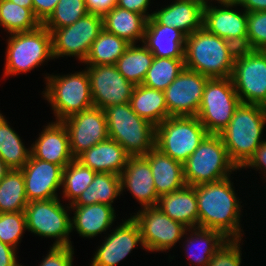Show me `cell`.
I'll return each instance as SVG.
<instances>
[{"label":"cell","mask_w":266,"mask_h":266,"mask_svg":"<svg viewBox=\"0 0 266 266\" xmlns=\"http://www.w3.org/2000/svg\"><path fill=\"white\" fill-rule=\"evenodd\" d=\"M230 177L195 186L199 227L220 231L227 239H242L241 202Z\"/></svg>","instance_id":"obj_1"},{"label":"cell","mask_w":266,"mask_h":266,"mask_svg":"<svg viewBox=\"0 0 266 266\" xmlns=\"http://www.w3.org/2000/svg\"><path fill=\"white\" fill-rule=\"evenodd\" d=\"M238 50L232 43L202 27L186 36L185 68L209 79L231 77Z\"/></svg>","instance_id":"obj_2"},{"label":"cell","mask_w":266,"mask_h":266,"mask_svg":"<svg viewBox=\"0 0 266 266\" xmlns=\"http://www.w3.org/2000/svg\"><path fill=\"white\" fill-rule=\"evenodd\" d=\"M265 123V106L240 103L229 124L219 133L230 160L238 170L264 141L261 137Z\"/></svg>","instance_id":"obj_3"},{"label":"cell","mask_w":266,"mask_h":266,"mask_svg":"<svg viewBox=\"0 0 266 266\" xmlns=\"http://www.w3.org/2000/svg\"><path fill=\"white\" fill-rule=\"evenodd\" d=\"M109 138L118 142L130 156L145 155L155 147L156 127L138 116L130 103L104 109Z\"/></svg>","instance_id":"obj_4"},{"label":"cell","mask_w":266,"mask_h":266,"mask_svg":"<svg viewBox=\"0 0 266 266\" xmlns=\"http://www.w3.org/2000/svg\"><path fill=\"white\" fill-rule=\"evenodd\" d=\"M186 185L197 186L230 177L237 166L230 160L219 134H208L183 163Z\"/></svg>","instance_id":"obj_5"},{"label":"cell","mask_w":266,"mask_h":266,"mask_svg":"<svg viewBox=\"0 0 266 266\" xmlns=\"http://www.w3.org/2000/svg\"><path fill=\"white\" fill-rule=\"evenodd\" d=\"M45 99L51 104L56 121L94 107L87 70L70 75L46 76Z\"/></svg>","instance_id":"obj_6"},{"label":"cell","mask_w":266,"mask_h":266,"mask_svg":"<svg viewBox=\"0 0 266 266\" xmlns=\"http://www.w3.org/2000/svg\"><path fill=\"white\" fill-rule=\"evenodd\" d=\"M10 35L6 49V77L27 73L45 60L54 59L51 33L43 24L34 30Z\"/></svg>","instance_id":"obj_7"},{"label":"cell","mask_w":266,"mask_h":266,"mask_svg":"<svg viewBox=\"0 0 266 266\" xmlns=\"http://www.w3.org/2000/svg\"><path fill=\"white\" fill-rule=\"evenodd\" d=\"M208 134L197 116L169 117L156 126L155 147L183 164Z\"/></svg>","instance_id":"obj_8"},{"label":"cell","mask_w":266,"mask_h":266,"mask_svg":"<svg viewBox=\"0 0 266 266\" xmlns=\"http://www.w3.org/2000/svg\"><path fill=\"white\" fill-rule=\"evenodd\" d=\"M240 103L230 77L211 78L205 84L197 117L209 134H219Z\"/></svg>","instance_id":"obj_9"},{"label":"cell","mask_w":266,"mask_h":266,"mask_svg":"<svg viewBox=\"0 0 266 266\" xmlns=\"http://www.w3.org/2000/svg\"><path fill=\"white\" fill-rule=\"evenodd\" d=\"M230 78L241 103L266 107L265 50H238Z\"/></svg>","instance_id":"obj_10"},{"label":"cell","mask_w":266,"mask_h":266,"mask_svg":"<svg viewBox=\"0 0 266 266\" xmlns=\"http://www.w3.org/2000/svg\"><path fill=\"white\" fill-rule=\"evenodd\" d=\"M66 208L60 203V198L28 202L24 210L27 230L55 238L52 246H72L68 237L72 232L71 218L67 213L70 206Z\"/></svg>","instance_id":"obj_11"},{"label":"cell","mask_w":266,"mask_h":266,"mask_svg":"<svg viewBox=\"0 0 266 266\" xmlns=\"http://www.w3.org/2000/svg\"><path fill=\"white\" fill-rule=\"evenodd\" d=\"M103 29V16L89 12L72 25L48 30L52 37L53 57L75 56L83 63Z\"/></svg>","instance_id":"obj_12"},{"label":"cell","mask_w":266,"mask_h":266,"mask_svg":"<svg viewBox=\"0 0 266 266\" xmlns=\"http://www.w3.org/2000/svg\"><path fill=\"white\" fill-rule=\"evenodd\" d=\"M132 218L138 223L143 246L148 251H166L188 234L187 227L172 220L158 207H143Z\"/></svg>","instance_id":"obj_13"},{"label":"cell","mask_w":266,"mask_h":266,"mask_svg":"<svg viewBox=\"0 0 266 266\" xmlns=\"http://www.w3.org/2000/svg\"><path fill=\"white\" fill-rule=\"evenodd\" d=\"M86 68L94 107L104 110L129 103L135 85L118 71L116 65H89Z\"/></svg>","instance_id":"obj_14"},{"label":"cell","mask_w":266,"mask_h":266,"mask_svg":"<svg viewBox=\"0 0 266 266\" xmlns=\"http://www.w3.org/2000/svg\"><path fill=\"white\" fill-rule=\"evenodd\" d=\"M208 77L184 68L164 90L169 117L197 116Z\"/></svg>","instance_id":"obj_15"},{"label":"cell","mask_w":266,"mask_h":266,"mask_svg":"<svg viewBox=\"0 0 266 266\" xmlns=\"http://www.w3.org/2000/svg\"><path fill=\"white\" fill-rule=\"evenodd\" d=\"M62 122L67 128L70 151L75 159L90 147L109 138L106 115L100 108H89Z\"/></svg>","instance_id":"obj_16"},{"label":"cell","mask_w":266,"mask_h":266,"mask_svg":"<svg viewBox=\"0 0 266 266\" xmlns=\"http://www.w3.org/2000/svg\"><path fill=\"white\" fill-rule=\"evenodd\" d=\"M204 6L203 28L208 32L232 43L236 48L247 49V18L248 13L235 11L233 6L238 3H222L221 7ZM232 7V8H231Z\"/></svg>","instance_id":"obj_17"},{"label":"cell","mask_w":266,"mask_h":266,"mask_svg":"<svg viewBox=\"0 0 266 266\" xmlns=\"http://www.w3.org/2000/svg\"><path fill=\"white\" fill-rule=\"evenodd\" d=\"M28 202L58 198L57 190L62 184L63 167L34 158L21 169Z\"/></svg>","instance_id":"obj_18"},{"label":"cell","mask_w":266,"mask_h":266,"mask_svg":"<svg viewBox=\"0 0 266 266\" xmlns=\"http://www.w3.org/2000/svg\"><path fill=\"white\" fill-rule=\"evenodd\" d=\"M103 241L95 252L90 266H116L139 243L144 249L139 225L132 216L119 225L108 237L106 236Z\"/></svg>","instance_id":"obj_19"},{"label":"cell","mask_w":266,"mask_h":266,"mask_svg":"<svg viewBox=\"0 0 266 266\" xmlns=\"http://www.w3.org/2000/svg\"><path fill=\"white\" fill-rule=\"evenodd\" d=\"M120 178L121 191L127 188L141 203V207L157 205L159 196L156 193L149 161L144 155L130 156Z\"/></svg>","instance_id":"obj_20"},{"label":"cell","mask_w":266,"mask_h":266,"mask_svg":"<svg viewBox=\"0 0 266 266\" xmlns=\"http://www.w3.org/2000/svg\"><path fill=\"white\" fill-rule=\"evenodd\" d=\"M30 149L32 157L63 168L75 159L70 151L67 128L62 121L49 123Z\"/></svg>","instance_id":"obj_21"},{"label":"cell","mask_w":266,"mask_h":266,"mask_svg":"<svg viewBox=\"0 0 266 266\" xmlns=\"http://www.w3.org/2000/svg\"><path fill=\"white\" fill-rule=\"evenodd\" d=\"M186 35L173 27L159 24L152 16L147 19L144 44L155 57L184 59Z\"/></svg>","instance_id":"obj_22"},{"label":"cell","mask_w":266,"mask_h":266,"mask_svg":"<svg viewBox=\"0 0 266 266\" xmlns=\"http://www.w3.org/2000/svg\"><path fill=\"white\" fill-rule=\"evenodd\" d=\"M203 10L198 0H175L153 12L152 17L159 24L176 28L188 36L203 27Z\"/></svg>","instance_id":"obj_23"},{"label":"cell","mask_w":266,"mask_h":266,"mask_svg":"<svg viewBox=\"0 0 266 266\" xmlns=\"http://www.w3.org/2000/svg\"><path fill=\"white\" fill-rule=\"evenodd\" d=\"M130 155L111 138L97 143L76 159L95 172L119 175L125 168Z\"/></svg>","instance_id":"obj_24"},{"label":"cell","mask_w":266,"mask_h":266,"mask_svg":"<svg viewBox=\"0 0 266 266\" xmlns=\"http://www.w3.org/2000/svg\"><path fill=\"white\" fill-rule=\"evenodd\" d=\"M150 164L156 193L160 197L186 186L183 164L154 147L144 155Z\"/></svg>","instance_id":"obj_25"},{"label":"cell","mask_w":266,"mask_h":266,"mask_svg":"<svg viewBox=\"0 0 266 266\" xmlns=\"http://www.w3.org/2000/svg\"><path fill=\"white\" fill-rule=\"evenodd\" d=\"M156 207L187 228L199 227L195 186L186 185L180 190L160 196Z\"/></svg>","instance_id":"obj_26"},{"label":"cell","mask_w":266,"mask_h":266,"mask_svg":"<svg viewBox=\"0 0 266 266\" xmlns=\"http://www.w3.org/2000/svg\"><path fill=\"white\" fill-rule=\"evenodd\" d=\"M70 208L75 212L71 218V230L76 229L82 237L92 238L105 233L116 219L114 207L103 203Z\"/></svg>","instance_id":"obj_27"},{"label":"cell","mask_w":266,"mask_h":266,"mask_svg":"<svg viewBox=\"0 0 266 266\" xmlns=\"http://www.w3.org/2000/svg\"><path fill=\"white\" fill-rule=\"evenodd\" d=\"M147 18L136 12L115 6L103 15V27L129 44L143 41Z\"/></svg>","instance_id":"obj_28"},{"label":"cell","mask_w":266,"mask_h":266,"mask_svg":"<svg viewBox=\"0 0 266 266\" xmlns=\"http://www.w3.org/2000/svg\"><path fill=\"white\" fill-rule=\"evenodd\" d=\"M132 110L155 127L169 118L164 91L135 85L129 101Z\"/></svg>","instance_id":"obj_29"},{"label":"cell","mask_w":266,"mask_h":266,"mask_svg":"<svg viewBox=\"0 0 266 266\" xmlns=\"http://www.w3.org/2000/svg\"><path fill=\"white\" fill-rule=\"evenodd\" d=\"M121 178L114 173L97 172L92 183L70 206H84L103 203L112 206L115 198L120 196Z\"/></svg>","instance_id":"obj_30"},{"label":"cell","mask_w":266,"mask_h":266,"mask_svg":"<svg viewBox=\"0 0 266 266\" xmlns=\"http://www.w3.org/2000/svg\"><path fill=\"white\" fill-rule=\"evenodd\" d=\"M187 231H192V234H190V237H188L186 241V251L188 252V257H190L188 260L195 262V265L197 264L198 266H207L214 253L227 240V238L217 230L194 227L187 228Z\"/></svg>","instance_id":"obj_31"},{"label":"cell","mask_w":266,"mask_h":266,"mask_svg":"<svg viewBox=\"0 0 266 266\" xmlns=\"http://www.w3.org/2000/svg\"><path fill=\"white\" fill-rule=\"evenodd\" d=\"M153 60L154 55L144 44H130L115 65L128 81L141 85Z\"/></svg>","instance_id":"obj_32"},{"label":"cell","mask_w":266,"mask_h":266,"mask_svg":"<svg viewBox=\"0 0 266 266\" xmlns=\"http://www.w3.org/2000/svg\"><path fill=\"white\" fill-rule=\"evenodd\" d=\"M4 117L0 113V157L10 170H21L29 160L31 149H26Z\"/></svg>","instance_id":"obj_33"},{"label":"cell","mask_w":266,"mask_h":266,"mask_svg":"<svg viewBox=\"0 0 266 266\" xmlns=\"http://www.w3.org/2000/svg\"><path fill=\"white\" fill-rule=\"evenodd\" d=\"M129 45L124 39L103 29L92 43L83 63L87 66L115 65Z\"/></svg>","instance_id":"obj_34"},{"label":"cell","mask_w":266,"mask_h":266,"mask_svg":"<svg viewBox=\"0 0 266 266\" xmlns=\"http://www.w3.org/2000/svg\"><path fill=\"white\" fill-rule=\"evenodd\" d=\"M28 204L21 170H9L0 181V213L24 211Z\"/></svg>","instance_id":"obj_35"},{"label":"cell","mask_w":266,"mask_h":266,"mask_svg":"<svg viewBox=\"0 0 266 266\" xmlns=\"http://www.w3.org/2000/svg\"><path fill=\"white\" fill-rule=\"evenodd\" d=\"M184 59L155 57L142 85L164 91L184 70Z\"/></svg>","instance_id":"obj_36"},{"label":"cell","mask_w":266,"mask_h":266,"mask_svg":"<svg viewBox=\"0 0 266 266\" xmlns=\"http://www.w3.org/2000/svg\"><path fill=\"white\" fill-rule=\"evenodd\" d=\"M41 25L29 8L17 5L9 0H0V27L8 33L25 32Z\"/></svg>","instance_id":"obj_37"},{"label":"cell","mask_w":266,"mask_h":266,"mask_svg":"<svg viewBox=\"0 0 266 266\" xmlns=\"http://www.w3.org/2000/svg\"><path fill=\"white\" fill-rule=\"evenodd\" d=\"M97 172L83 165L77 159L71 161L62 173L63 195L73 204L92 183Z\"/></svg>","instance_id":"obj_38"},{"label":"cell","mask_w":266,"mask_h":266,"mask_svg":"<svg viewBox=\"0 0 266 266\" xmlns=\"http://www.w3.org/2000/svg\"><path fill=\"white\" fill-rule=\"evenodd\" d=\"M87 13L85 0H59L54 11L42 23L48 30L74 24Z\"/></svg>","instance_id":"obj_39"},{"label":"cell","mask_w":266,"mask_h":266,"mask_svg":"<svg viewBox=\"0 0 266 266\" xmlns=\"http://www.w3.org/2000/svg\"><path fill=\"white\" fill-rule=\"evenodd\" d=\"M27 230L24 211L0 213V241L15 249Z\"/></svg>","instance_id":"obj_40"},{"label":"cell","mask_w":266,"mask_h":266,"mask_svg":"<svg viewBox=\"0 0 266 266\" xmlns=\"http://www.w3.org/2000/svg\"><path fill=\"white\" fill-rule=\"evenodd\" d=\"M247 49L266 50V11L248 12Z\"/></svg>","instance_id":"obj_41"},{"label":"cell","mask_w":266,"mask_h":266,"mask_svg":"<svg viewBox=\"0 0 266 266\" xmlns=\"http://www.w3.org/2000/svg\"><path fill=\"white\" fill-rule=\"evenodd\" d=\"M241 239H227L214 253L207 266H241Z\"/></svg>","instance_id":"obj_42"},{"label":"cell","mask_w":266,"mask_h":266,"mask_svg":"<svg viewBox=\"0 0 266 266\" xmlns=\"http://www.w3.org/2000/svg\"><path fill=\"white\" fill-rule=\"evenodd\" d=\"M72 246H52L40 266H73Z\"/></svg>","instance_id":"obj_43"},{"label":"cell","mask_w":266,"mask_h":266,"mask_svg":"<svg viewBox=\"0 0 266 266\" xmlns=\"http://www.w3.org/2000/svg\"><path fill=\"white\" fill-rule=\"evenodd\" d=\"M33 14L42 24L54 11L59 0H32Z\"/></svg>","instance_id":"obj_44"},{"label":"cell","mask_w":266,"mask_h":266,"mask_svg":"<svg viewBox=\"0 0 266 266\" xmlns=\"http://www.w3.org/2000/svg\"><path fill=\"white\" fill-rule=\"evenodd\" d=\"M247 167H252V169H259L261 171L263 170L264 174H266V140H264L259 145V147L255 150L254 154L241 168Z\"/></svg>","instance_id":"obj_45"},{"label":"cell","mask_w":266,"mask_h":266,"mask_svg":"<svg viewBox=\"0 0 266 266\" xmlns=\"http://www.w3.org/2000/svg\"><path fill=\"white\" fill-rule=\"evenodd\" d=\"M150 0H117V5L120 8L127 9L132 12L144 15L147 19L152 16L148 14L147 9L149 7Z\"/></svg>","instance_id":"obj_46"},{"label":"cell","mask_w":266,"mask_h":266,"mask_svg":"<svg viewBox=\"0 0 266 266\" xmlns=\"http://www.w3.org/2000/svg\"><path fill=\"white\" fill-rule=\"evenodd\" d=\"M87 11L104 15L117 5V0H85Z\"/></svg>","instance_id":"obj_47"},{"label":"cell","mask_w":266,"mask_h":266,"mask_svg":"<svg viewBox=\"0 0 266 266\" xmlns=\"http://www.w3.org/2000/svg\"><path fill=\"white\" fill-rule=\"evenodd\" d=\"M16 249L0 241V266H21L17 262Z\"/></svg>","instance_id":"obj_48"},{"label":"cell","mask_w":266,"mask_h":266,"mask_svg":"<svg viewBox=\"0 0 266 266\" xmlns=\"http://www.w3.org/2000/svg\"><path fill=\"white\" fill-rule=\"evenodd\" d=\"M248 12L266 11V0H236Z\"/></svg>","instance_id":"obj_49"},{"label":"cell","mask_w":266,"mask_h":266,"mask_svg":"<svg viewBox=\"0 0 266 266\" xmlns=\"http://www.w3.org/2000/svg\"><path fill=\"white\" fill-rule=\"evenodd\" d=\"M17 5L25 8H29L33 12V1L32 0H9Z\"/></svg>","instance_id":"obj_50"},{"label":"cell","mask_w":266,"mask_h":266,"mask_svg":"<svg viewBox=\"0 0 266 266\" xmlns=\"http://www.w3.org/2000/svg\"><path fill=\"white\" fill-rule=\"evenodd\" d=\"M9 170L10 169L6 166L5 162L0 157V181L5 177Z\"/></svg>","instance_id":"obj_51"},{"label":"cell","mask_w":266,"mask_h":266,"mask_svg":"<svg viewBox=\"0 0 266 266\" xmlns=\"http://www.w3.org/2000/svg\"><path fill=\"white\" fill-rule=\"evenodd\" d=\"M203 6H206L208 5V1L209 0H198ZM212 1V0H211ZM215 1H218L219 4H222V3H231V2H235L236 0H215Z\"/></svg>","instance_id":"obj_52"}]
</instances>
